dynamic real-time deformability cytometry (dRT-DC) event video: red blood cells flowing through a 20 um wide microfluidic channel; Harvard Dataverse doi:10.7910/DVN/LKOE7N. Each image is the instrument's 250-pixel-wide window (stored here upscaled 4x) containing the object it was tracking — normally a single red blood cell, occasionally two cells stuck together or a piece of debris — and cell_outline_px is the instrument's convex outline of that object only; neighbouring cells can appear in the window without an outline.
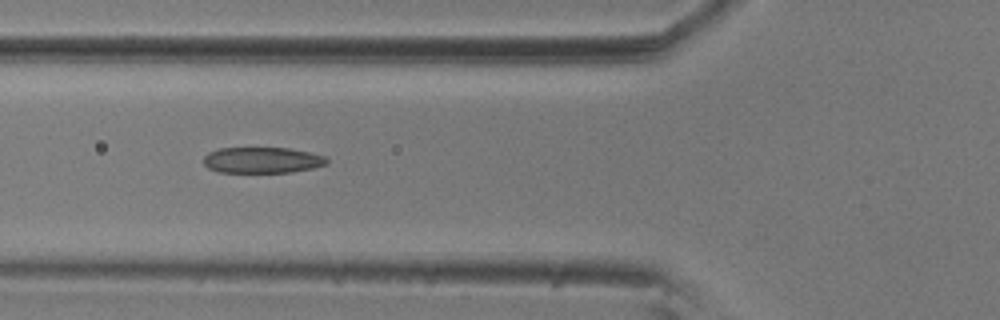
{"species": "common noctule bat (a hibernating species)", "species_latin": "Nyctalus noctula", "temperature_condition": "room temperature", "stored_images_in_passage": 12, "camera_frame_rate_fps": 3000, "um_per_image_px": 0.085, "animal": {"sex": "male", "body_mass_g": 20.5, "forearm_length_mm": 52.5}, "frame": {"image": 1, "passage_image": 3, "time_ms": 0.667, "image_size_px": [1000, 320], "cell_outline_px": [[328, 164], [312, 168], [292, 172], [220, 172], [208, 168], [204, 164], [204, 156], [208, 152], [220, 148], [288, 148], [328, 156]], "centroid_in_image_um": [22.31, 13.61], "position_along_channel_um": 103.5, "area_um2": 18.67}}
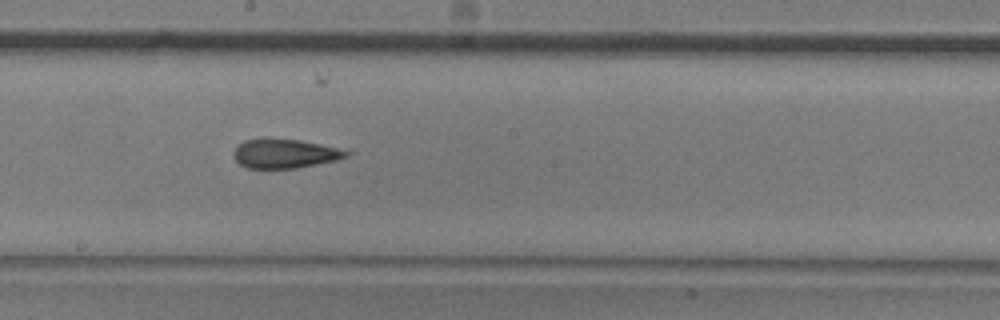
{"frame": {"image": 2, "passage_image": 6, "time_ms": 1.667, "image_size_px": [1000, 320], "cell_outline_px": [[356, 152], [348, 156], [336, 160], [296, 168], [248, 168], [240, 164], [232, 156], [232, 152], [236, 144], [244, 140], [264, 136], [300, 140], [352, 148]], "centroid_in_image_um": [24.29, 13.0], "position_along_channel_um": 223.9, "area_um2": 20.35}}
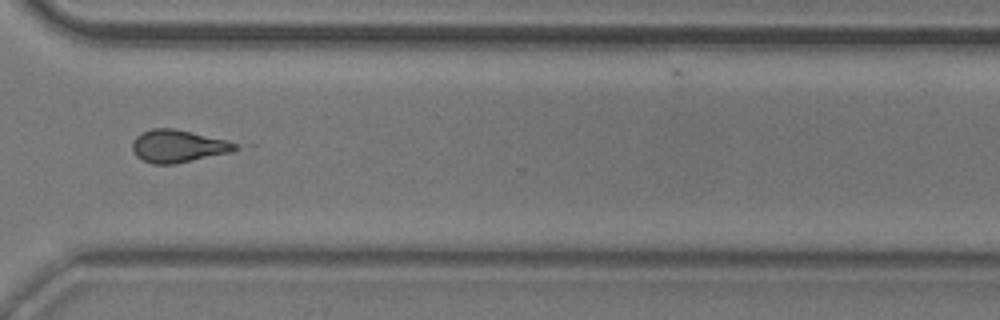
{"frame": {"image": 3, "passage_image": 9, "time_ms": 2.667, "image_size_px": [1000, 320], "cell_outline_px": [[236, 148], [232, 152], [176, 164], [152, 164], [136, 156], [132, 148], [132, 140], [140, 132], [152, 128], [176, 128], [228, 140], [236, 144]], "centroid_in_image_um": [15.11, 12.41], "position_along_channel_um": 355.5, "area_um2": 19.71}}